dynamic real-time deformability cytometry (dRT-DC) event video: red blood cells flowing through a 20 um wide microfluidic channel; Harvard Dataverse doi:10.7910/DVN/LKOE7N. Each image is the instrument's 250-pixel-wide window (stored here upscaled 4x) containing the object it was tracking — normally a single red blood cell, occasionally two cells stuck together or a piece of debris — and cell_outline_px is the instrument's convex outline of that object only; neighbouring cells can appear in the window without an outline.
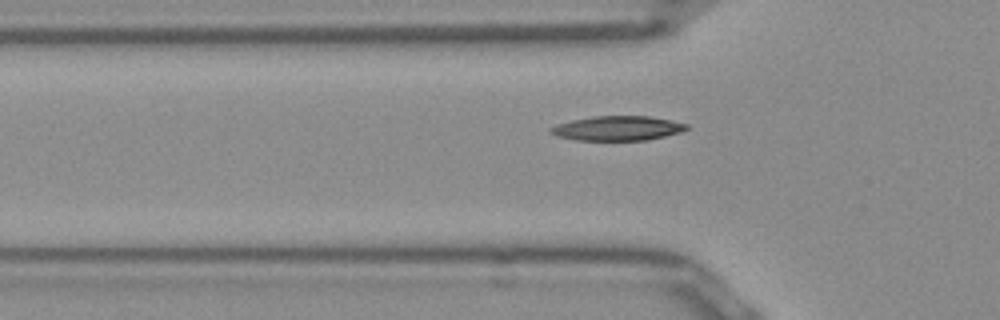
{"species": "Egyptian fruit bat (a non-hibernating species)", "species_latin": "Rousettus aegyptiacus", "temperature_condition": "room temperature", "stored_images_in_passage": 34, "camera_frame_rate_fps": 3000, "um_per_image_px": 0.085, "frame": {"image": 1, "passage_image": 4, "time_ms": 1.0, "image_size_px": [1000, 320], "cell_outline_px": [[688, 128], [680, 132], [648, 140], [576, 140], [556, 136], [548, 132], [548, 128], [556, 124], [572, 120], [592, 116], [648, 116], [688, 124]], "centroid_in_image_um": [52.42, 10.9], "position_along_channel_um": 73.4, "area_um2": 19.42}}
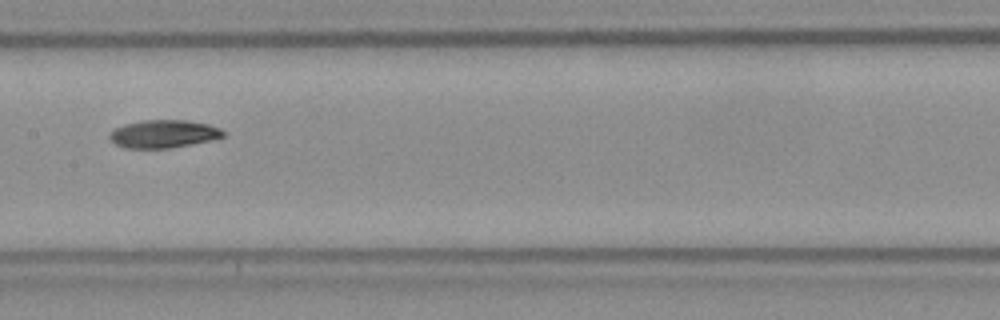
{"frame": {"image": 2, "passage_image": 13, "time_ms": 4.0, "image_size_px": [1000, 320], "cell_outline_px": [[224, 136], [212, 140], [192, 144], [168, 148], [124, 148], [116, 144], [108, 136], [116, 128], [124, 124], [140, 120], [188, 120], [208, 124], [220, 128], [224, 132]], "centroid_in_image_um": [13.91, 11.37], "position_along_channel_um": 193.5, "area_um2": 18.44}}
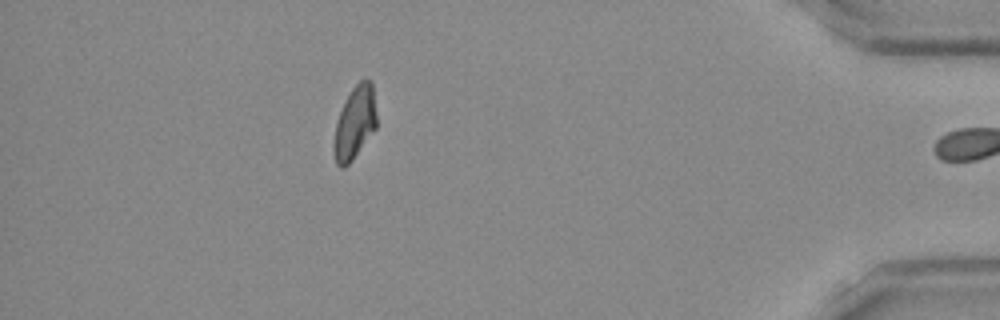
{"frame": {"image": 3, "passage_image": 33, "time_ms": 10.667, "image_size_px": [1000, 320], "cell_outline_px": [[376, 128], [352, 160], [344, 168], [340, 168], [336, 164], [332, 152], [332, 144], [336, 124], [340, 112], [352, 88], [360, 80], [372, 80], [376, 112]], "centroid_in_image_um": [30.14, 10.48], "position_along_channel_um": 405.1, "area_um2": 18.15}, "authors_computed_cell_mechanics": {"area_um2": 18.6694, "velocity_mm_per_s": 3.9767, "shape_relaxation_time_tau1_ms": 11.2262, "shape_relaxation_time_tau2_ms": null, "deformation_change_tau1": 0.2621, "deformation_change_tau2": null}}